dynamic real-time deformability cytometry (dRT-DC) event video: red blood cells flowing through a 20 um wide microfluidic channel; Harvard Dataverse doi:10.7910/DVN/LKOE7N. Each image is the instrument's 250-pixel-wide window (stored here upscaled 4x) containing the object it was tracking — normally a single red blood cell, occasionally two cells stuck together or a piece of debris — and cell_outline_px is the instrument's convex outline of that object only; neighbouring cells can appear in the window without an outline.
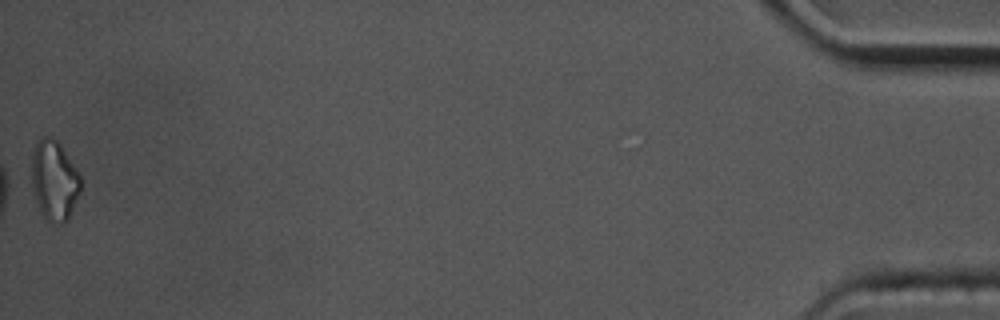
{"species": "common noctule bat (a hibernating species)", "species_latin": "Nyctalus noctula", "temperature_condition": "cold", "stored_images_in_passage": 41, "camera_frame_rate_fps": 3000, "um_per_image_px": 0.085, "animal": {"sex": "male", "body_mass_g": 17.5, "forearm_length_mm": 52.3}, "frame": {"image": 1, "passage_image": 41, "time_ms": 13.333, "image_size_px": [1000, 320], "cell_outline_px": [[80, 192], [68, 220], [60, 224], [52, 224], [44, 216], [36, 200], [32, 188], [32, 152], [36, 144], [44, 136], [48, 136], [56, 140], [60, 144], [80, 176]], "centroid_in_image_um": [4.61, 15.36], "position_along_channel_um": 430.6, "area_um2": 22.48}, "authors_computed_cell_mechanics": {"area_um2": 16.9354, "velocity_mm_per_s": 3.5113, "shape_relaxation_time_tau1_ms": null, "shape_relaxation_time_tau2_ms": 3.9569, "deformation_change_tau1": null, "deformation_change_tau2": 0.1427}}